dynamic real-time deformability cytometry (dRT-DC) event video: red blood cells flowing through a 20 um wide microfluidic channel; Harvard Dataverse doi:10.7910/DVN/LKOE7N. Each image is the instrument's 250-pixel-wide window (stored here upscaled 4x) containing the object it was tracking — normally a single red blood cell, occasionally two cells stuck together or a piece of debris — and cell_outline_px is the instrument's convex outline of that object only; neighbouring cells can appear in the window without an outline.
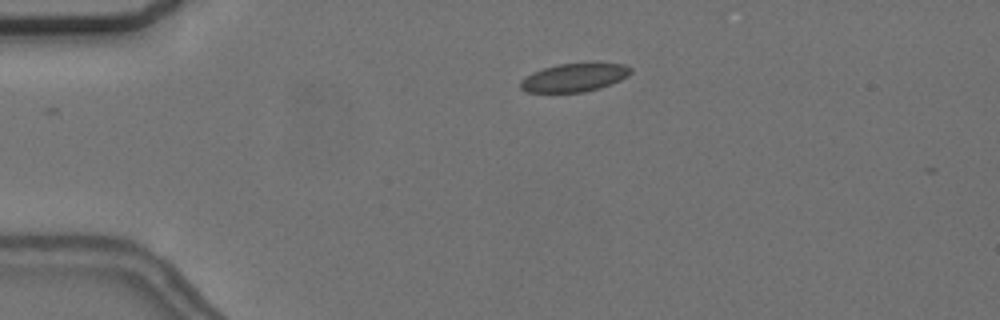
{"species": "common noctule bat (a hibernating species)", "species_latin": "Nyctalus noctula", "temperature_condition": "cold", "stored_images_in_passage": 40, "camera_frame_rate_fps": 3000, "um_per_image_px": 0.085, "animal": {"sex": "female", "body_mass_g": 24.6, "forearm_length_mm": 56.2}, "frame": {"image": 1, "passage_image": 1, "time_ms": 0.0, "image_size_px": [1000, 320], "cell_outline_px": [[632, 72], [628, 76], [620, 80], [600, 88], [584, 92], [528, 92], [520, 88], [520, 80], [532, 72], [544, 68], [560, 64], [624, 64], [632, 68]], "centroid_in_image_um": [48.8, 6.6], "position_along_channel_um": 36.2, "area_um2": 17.92}}
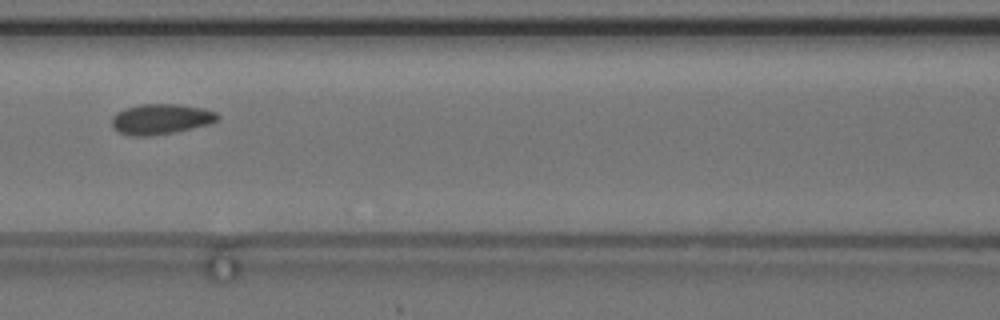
{"frame": {"image": 2, "passage_image": 14, "time_ms": 4.333, "image_size_px": [1000, 320], "cell_outline_px": [[220, 116], [216, 120], [208, 124], [192, 128], [152, 136], [132, 136], [120, 132], [112, 124], [112, 116], [116, 112], [124, 108], [140, 104], [176, 104], [204, 108], [216, 112]], "centroid_in_image_um": [13.66, 10.11], "position_along_channel_um": 152.9, "area_um2": 18.61}}
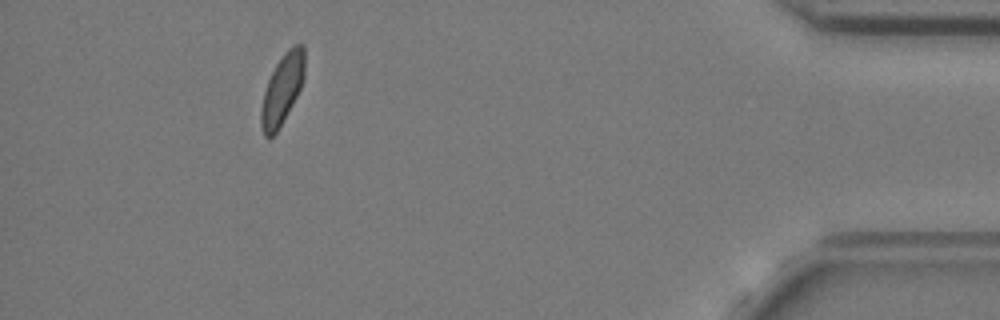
{"frame": {"image": 3, "passage_image": 40, "time_ms": 13.0, "image_size_px": [1000, 320], "cell_outline_px": [[304, 80], [292, 104], [276, 132], [272, 136], [264, 136], [260, 124], [260, 108], [264, 92], [268, 80], [276, 64], [288, 48], [292, 44], [304, 44]], "centroid_in_image_um": [23.98, 7.56], "position_along_channel_um": 411.2, "area_um2": 17.57}, "authors_computed_cell_mechanics": {"area_um2": 18.2648, "velocity_mm_per_s": 3.6515, "shape_relaxation_time_tau1_ms": 2.6964, "shape_relaxation_time_tau2_ms": 5.0355, "deformation_change_tau1": 0.0546, "deformation_change_tau2": 0.0809}}